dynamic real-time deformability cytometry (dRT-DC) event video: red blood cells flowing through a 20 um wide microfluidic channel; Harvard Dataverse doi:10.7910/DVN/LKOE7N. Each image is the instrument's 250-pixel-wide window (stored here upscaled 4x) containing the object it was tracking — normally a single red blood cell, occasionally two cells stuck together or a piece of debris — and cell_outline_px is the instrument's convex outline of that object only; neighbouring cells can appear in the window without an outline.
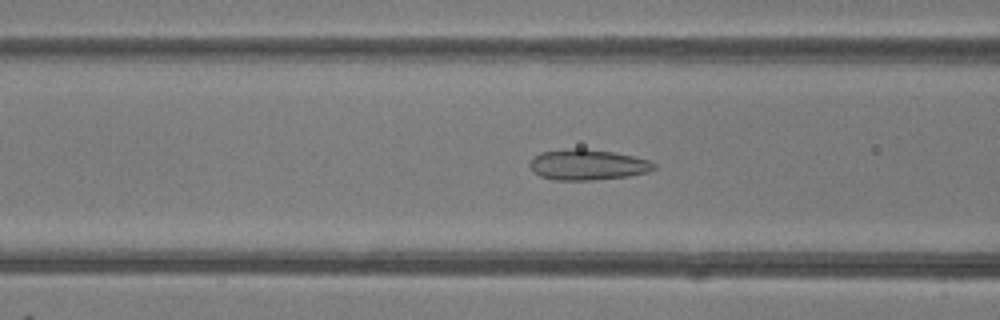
{"species": "common noctule bat (a hibernating species)", "species_latin": "Nyctalus noctula", "temperature_condition": "room temperature", "stored_images_in_passage": 48, "camera_frame_rate_fps": 3000, "um_per_image_px": 0.085, "animal": {"sex": "female"}, "frame": {"image": 1, "passage_image": 19, "time_ms": 6.0, "image_size_px": [1000, 320], "cell_outline_px": [[656, 168], [648, 172], [628, 176], [592, 180], [552, 180], [540, 176], [528, 164], [540, 152], [572, 148], [584, 148], [612, 152], [632, 156], [648, 160], [656, 164]], "centroid_in_image_um": [49.96, 14.0], "position_along_channel_um": 116.6, "area_um2": 22.02}}
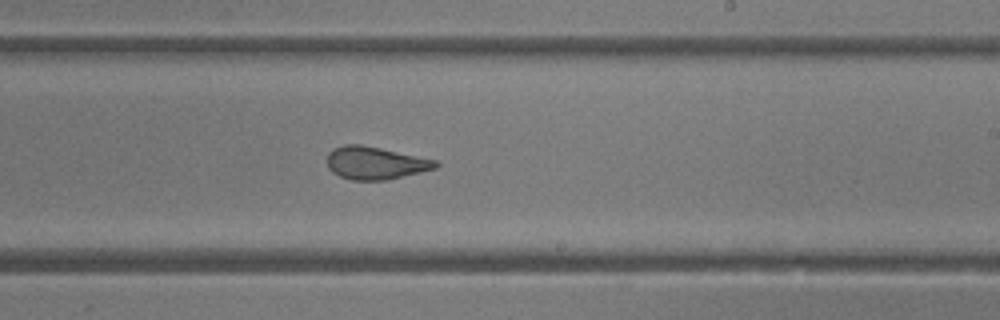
{"frame": {"image": 2, "passage_image": 29, "time_ms": 9.333, "image_size_px": [1000, 320], "cell_outline_px": [[440, 164], [436, 168], [388, 180], [352, 180], [340, 176], [332, 172], [328, 168], [328, 152], [332, 148], [344, 144], [360, 144], [380, 148], [436, 160]], "centroid_in_image_um": [31.88, 13.85], "position_along_channel_um": 257.1, "area_um2": 20.63}}
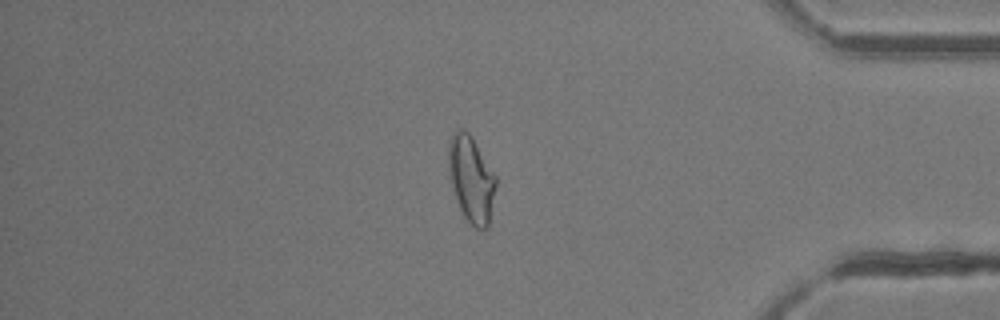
{"frame": {"image": 3, "passage_image": 41, "time_ms": 13.333, "image_size_px": [1000, 320], "cell_outline_px": [[496, 184], [488, 228], [480, 232], [460, 212], [448, 176], [448, 140], [452, 132], [456, 128], [464, 128], [472, 136], [496, 176]], "centroid_in_image_um": [40.02, 15.19], "position_along_channel_um": 395.2, "area_um2": 24.33}, "authors_computed_cell_mechanics": {"area_um2": 23.2645, "velocity_mm_per_s": 4.2144, "shape_relaxation_time_tau1_ms": 9.4506, "shape_relaxation_time_tau2_ms": 1.188, "deformation_change_tau1": 0.2273, "deformation_change_tau2": 0.095}}